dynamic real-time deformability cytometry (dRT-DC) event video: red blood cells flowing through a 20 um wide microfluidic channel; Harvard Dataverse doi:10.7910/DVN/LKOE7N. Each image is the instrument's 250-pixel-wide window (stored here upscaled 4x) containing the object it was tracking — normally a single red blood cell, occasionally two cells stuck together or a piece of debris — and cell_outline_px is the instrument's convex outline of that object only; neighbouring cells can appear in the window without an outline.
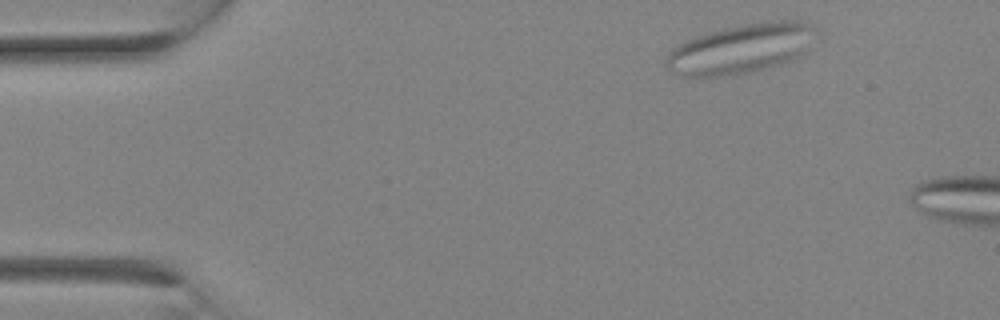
{"species": "Egyptian fruit bat (a non-hibernating species)", "species_latin": "Rousettus aegyptiacus", "temperature_condition": "room temperature", "stored_images_in_passage": 3, "camera_frame_rate_fps": 3000, "um_per_image_px": 0.085, "animal": {"sex": "female"}, "frame": {"image": 1, "passage_image": 1, "time_ms": 0.0, "image_size_px": [1000, 320], "cell_outline_px": [[812, 28], [808, 48], [800, 56], [784, 64], [768, 68], [748, 72], [720, 76], [680, 76], [668, 72], [664, 64], [664, 60], [668, 52], [672, 48], [696, 36], [724, 28], [764, 20], [800, 20], [808, 24]], "centroid_in_image_um": [62.91, 4.15], "position_along_channel_um": 22.1, "area_um2": 43.12}}